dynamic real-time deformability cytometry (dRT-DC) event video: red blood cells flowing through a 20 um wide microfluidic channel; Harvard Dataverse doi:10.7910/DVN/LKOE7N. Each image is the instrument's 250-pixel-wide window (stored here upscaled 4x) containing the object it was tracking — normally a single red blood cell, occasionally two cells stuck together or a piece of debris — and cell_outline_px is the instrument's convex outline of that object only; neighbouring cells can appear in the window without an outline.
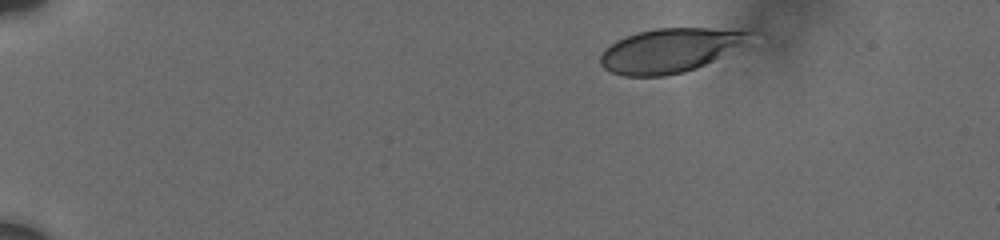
{"species": "human", "species_latin": "Homo sapiens", "temperature_condition": "cold", "stored_images_in_passage": 44, "camera_frame_rate_fps": 3000, "um_per_image_px": 0.085, "donor": {"sex": "male"}, "frame": {"image": 1, "passage_image": 1, "time_ms": 0.0, "image_size_px": [1000, 240], "cell_outline_px": [[756, 32], [712, 60], [696, 68], [684, 72], [664, 76], [624, 76], [612, 72], [604, 68], [600, 64], [600, 56], [604, 48], [616, 40], [624, 36], [656, 28], [740, 28]], "centroid_in_image_um": [56.85, 4.27], "position_along_channel_um": 28.2, "area_um2": 37.74}}
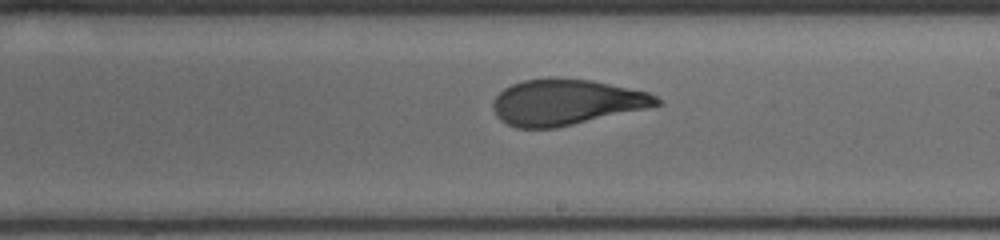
{"frame": {"image": 2, "passage_image": 24, "time_ms": 8.667, "image_size_px": [1000, 240], "cell_outline_px": [[660, 104], [644, 108], [556, 128], [516, 128], [500, 120], [496, 116], [492, 108], [492, 104], [496, 96], [504, 88], [512, 84], [524, 80], [556, 76], [592, 80], [648, 92], [656, 96], [660, 100]], "centroid_in_image_um": [48.05, 8.67], "position_along_channel_um": 240.9, "area_um2": 43.58}}
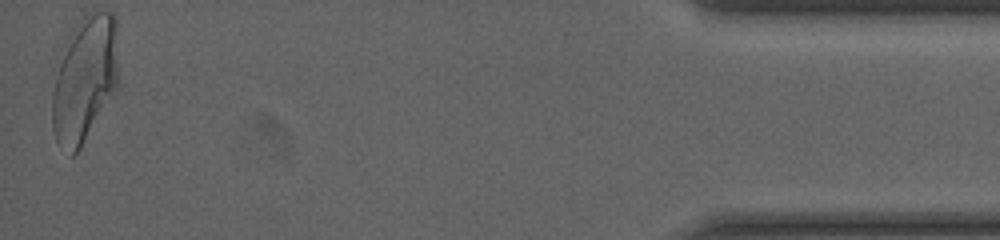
{"frame": {"image": 3, "passage_image": 44, "time_ms": 15.667, "image_size_px": [1000, 240], "cell_outline_px": [[120, 88], [80, 148], [72, 156], [56, 140], [52, 128], [52, 92], [56, 76], [68, 36], [72, 28], [96, 12], [112, 12], [116, 16], [120, 84]], "centroid_in_image_um": [7.27, 6.77], "position_along_channel_um": 427.9, "area_um2": 48.96}, "authors_computed_cell_mechanics": {"area_um2": 43.7257, "velocity_mm_per_s": 3.7076, "shape_relaxation_time_tau1_ms": 5.8584, "shape_relaxation_time_tau2_ms": 0.7931, "deformation_change_tau1": 0.1804, "deformation_change_tau2": 0.0515}}